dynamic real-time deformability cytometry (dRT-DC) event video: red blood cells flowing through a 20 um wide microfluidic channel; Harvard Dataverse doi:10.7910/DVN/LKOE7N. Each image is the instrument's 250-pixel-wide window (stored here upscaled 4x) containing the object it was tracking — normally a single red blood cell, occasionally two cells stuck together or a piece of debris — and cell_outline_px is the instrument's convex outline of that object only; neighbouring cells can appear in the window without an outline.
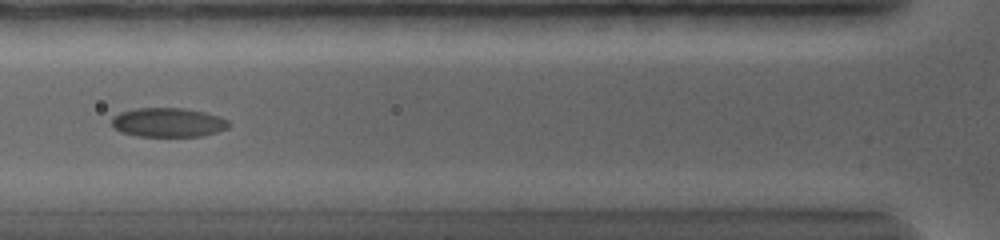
{"species": "common noctule bat (a hibernating species)", "species_latin": "Nyctalus noctula", "temperature_condition": "warm", "stored_images_in_passage": 12, "segment_of_instrument_passage": [1, 2], "camera_frame_rate_fps": 5000, "um_per_image_px": 0.085, "animal": {"sex": "female", "body_mass_g": 19.0, "forearm_length_mm": 56.7}, "frame": {"image": 1, "passage_image": 4, "time_ms": 2.6, "image_size_px": [1000, 240], "cell_outline_px": [[232, 124], [228, 128], [216, 132], [200, 136], [136, 136], [120, 132], [112, 128], [112, 116], [120, 112], [136, 108], [184, 108], [204, 112], [220, 116], [228, 120]], "centroid_in_image_um": [14.28, 10.4], "position_along_channel_um": 111.5, "area_um2": 20.11}}
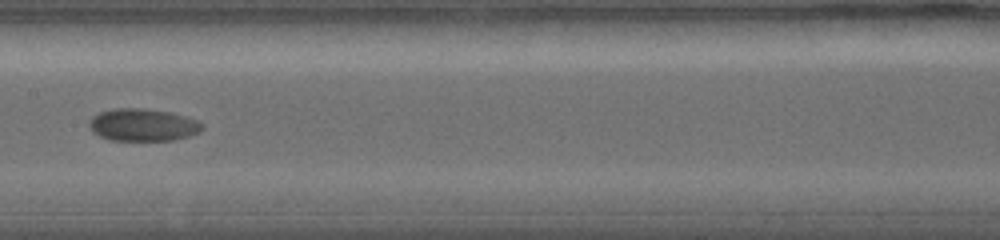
{"frame": {"image": 2, "passage_image": 7, "time_ms": 5.2, "image_size_px": [1000, 240], "cell_outline_px": [[204, 128], [200, 132], [188, 136], [172, 140], [108, 140], [92, 132], [88, 128], [88, 124], [92, 116], [100, 112], [116, 108], [144, 108], [168, 112], [200, 120], [204, 124]], "centroid_in_image_um": [12.14, 10.61], "position_along_channel_um": 195.3, "area_um2": 21.5}}
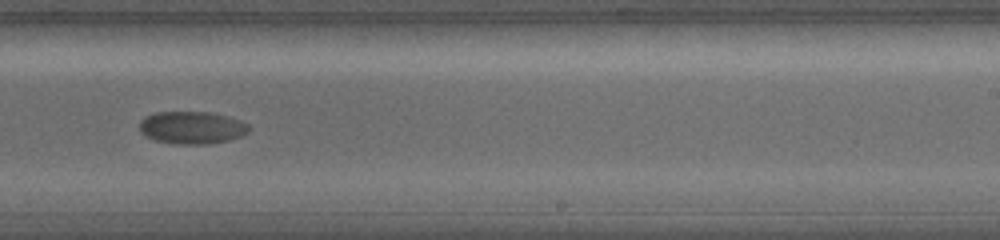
{"frame": {"image": 3, "passage_image": 10, "time_ms": 7.6, "image_size_px": [1000, 240], "cell_outline_px": [[252, 128], [248, 132], [240, 136], [228, 140], [208, 144], [176, 144], [156, 140], [140, 132], [140, 120], [144, 116], [156, 112], [212, 112], [228, 116], [240, 120], [248, 124]], "centroid_in_image_um": [16.33, 10.83], "position_along_channel_um": 272.7, "area_um2": 20.81}}